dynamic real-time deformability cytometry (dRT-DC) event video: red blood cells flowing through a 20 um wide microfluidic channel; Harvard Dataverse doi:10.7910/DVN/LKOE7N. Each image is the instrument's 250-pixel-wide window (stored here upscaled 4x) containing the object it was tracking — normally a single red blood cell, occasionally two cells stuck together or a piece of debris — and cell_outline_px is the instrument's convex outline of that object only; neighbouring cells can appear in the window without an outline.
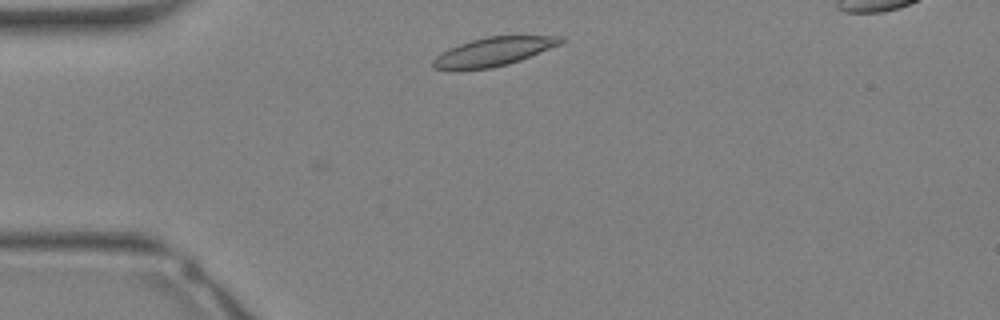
{"species": "Egyptian fruit bat (a non-hibernating species)", "species_latin": "Rousettus aegyptiacus", "temperature_condition": "warm", "stored_images_in_passage": 27, "camera_frame_rate_fps": 3000, "um_per_image_px": 0.085, "animal": {"sex": "female"}, "frame": {"image": 1, "passage_image": 2, "time_ms": 0.333, "image_size_px": [1000, 320], "cell_outline_px": [[564, 40], [560, 44], [520, 60], [508, 64], [492, 68], [456, 72], [452, 72], [432, 68], [432, 60], [440, 52], [448, 48], [472, 40], [488, 36], [564, 36]], "centroid_in_image_um": [41.83, 4.43], "position_along_channel_um": 43.2, "area_um2": 21.73}}
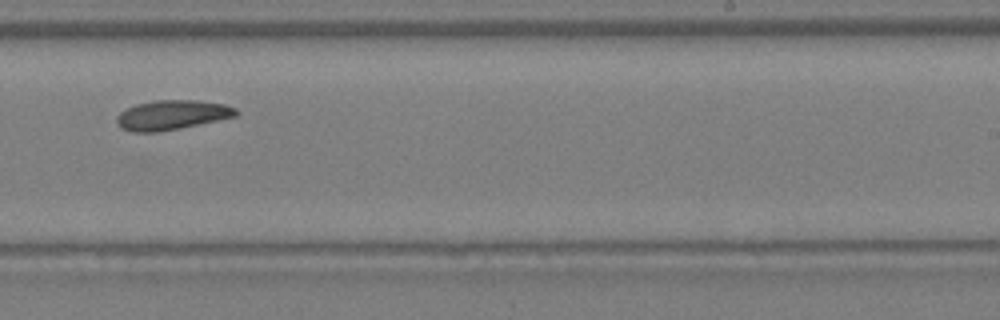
{"frame": {"image": 2, "passage_image": 15, "time_ms": 4.667, "image_size_px": [1000, 320], "cell_outline_px": [[240, 112], [236, 116], [180, 128], [156, 132], [132, 132], [120, 128], [116, 124], [116, 116], [120, 112], [136, 104], [156, 100], [196, 100], [224, 104], [236, 108]], "centroid_in_image_um": [14.59, 9.77], "position_along_channel_um": 274.4, "area_um2": 20.58}}
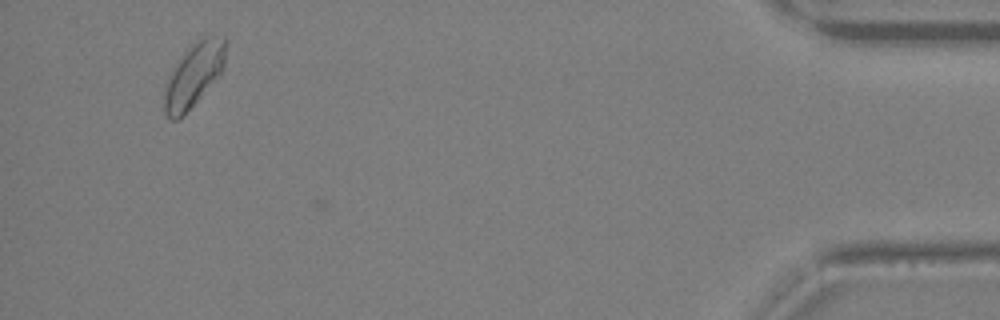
{"frame": {"image": 3, "passage_image": 26, "time_ms": 8.333, "image_size_px": [1000, 320], "cell_outline_px": [[224, 68], [200, 96], [176, 120], [172, 120], [164, 112], [164, 84], [176, 64], [184, 52], [192, 44], [204, 36], [224, 32]], "centroid_in_image_um": [16.46, 6.3], "position_along_channel_um": 418.7, "area_um2": 22.2}}